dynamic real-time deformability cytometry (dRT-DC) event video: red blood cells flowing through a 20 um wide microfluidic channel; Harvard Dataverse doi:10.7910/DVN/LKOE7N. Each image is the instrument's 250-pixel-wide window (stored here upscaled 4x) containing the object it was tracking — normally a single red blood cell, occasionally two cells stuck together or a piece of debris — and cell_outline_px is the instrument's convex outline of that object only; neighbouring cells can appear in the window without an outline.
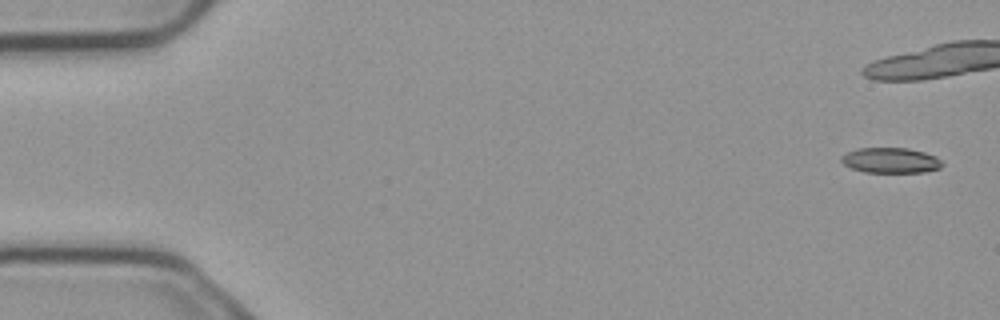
{"species": "common noctule bat (a hibernating species)", "species_latin": "Nyctalus noctula", "temperature_condition": "cold", "stored_images_in_passage": 6, "camera_frame_rate_fps": 3000, "um_per_image_px": 0.085, "animal": {"sex": "male", "body_mass_g": 23.1, "forearm_length_mm": 52.7}, "frame": {"image": 1, "passage_image": 1, "time_ms": 0.0, "image_size_px": [1000, 320], "cell_outline_px": [[944, 164], [940, 168], [924, 172], [864, 172], [852, 168], [844, 164], [840, 160], [840, 156], [856, 148], [908, 148], [924, 152], [936, 156]], "centroid_in_image_um": [75.7, 13.63], "position_along_channel_um": 9.3, "area_um2": 14.91}}
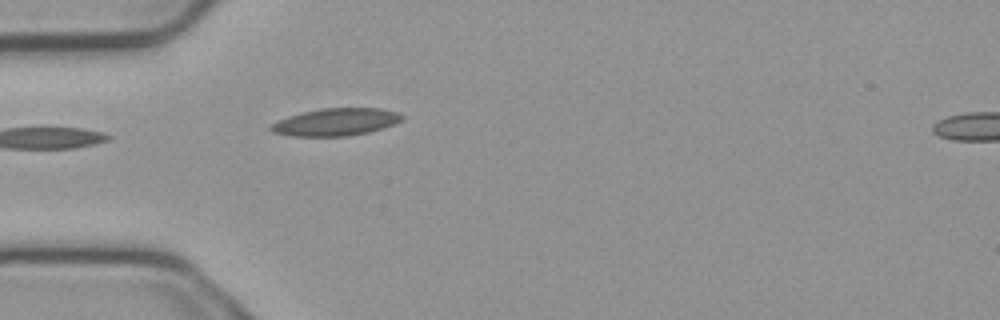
{"frame": {"image": 2, "passage_image": 6, "time_ms": 1.667, "image_size_px": [1000, 320], "cell_outline_px": [[404, 120], [396, 124], [368, 132], [348, 136], [292, 136], [272, 132], [268, 128], [272, 124], [288, 116], [300, 112], [320, 108], [380, 108], [396, 112], [404, 116]], "centroid_in_image_um": [28.56, 10.37], "position_along_channel_um": 56.4, "area_um2": 21.04}}